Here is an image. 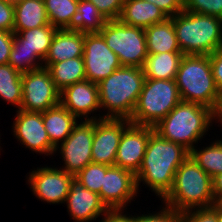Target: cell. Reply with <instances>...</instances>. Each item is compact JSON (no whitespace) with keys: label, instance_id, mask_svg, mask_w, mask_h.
<instances>
[{"label":"cell","instance_id":"6da1fadb","mask_svg":"<svg viewBox=\"0 0 222 222\" xmlns=\"http://www.w3.org/2000/svg\"><path fill=\"white\" fill-rule=\"evenodd\" d=\"M189 156L190 151L183 145L166 140L153 132L139 171L135 174L137 186L143 181L164 199L173 187L177 169Z\"/></svg>","mask_w":222,"mask_h":222},{"label":"cell","instance_id":"7a4b0ae2","mask_svg":"<svg viewBox=\"0 0 222 222\" xmlns=\"http://www.w3.org/2000/svg\"><path fill=\"white\" fill-rule=\"evenodd\" d=\"M145 76L142 68L121 66L98 83L100 108H108L102 118L130 120Z\"/></svg>","mask_w":222,"mask_h":222},{"label":"cell","instance_id":"3957f363","mask_svg":"<svg viewBox=\"0 0 222 222\" xmlns=\"http://www.w3.org/2000/svg\"><path fill=\"white\" fill-rule=\"evenodd\" d=\"M178 46L184 55H211L222 45V19L183 10L173 17Z\"/></svg>","mask_w":222,"mask_h":222},{"label":"cell","instance_id":"277c9868","mask_svg":"<svg viewBox=\"0 0 222 222\" xmlns=\"http://www.w3.org/2000/svg\"><path fill=\"white\" fill-rule=\"evenodd\" d=\"M163 200L178 212L210 207L216 201L212 177L189 156L177 169L173 187Z\"/></svg>","mask_w":222,"mask_h":222},{"label":"cell","instance_id":"5b68a950","mask_svg":"<svg viewBox=\"0 0 222 222\" xmlns=\"http://www.w3.org/2000/svg\"><path fill=\"white\" fill-rule=\"evenodd\" d=\"M212 109L191 102L181 101L153 128L160 137L183 145L191 151L204 136L212 122Z\"/></svg>","mask_w":222,"mask_h":222},{"label":"cell","instance_id":"8992f818","mask_svg":"<svg viewBox=\"0 0 222 222\" xmlns=\"http://www.w3.org/2000/svg\"><path fill=\"white\" fill-rule=\"evenodd\" d=\"M175 83L182 101L214 109L220 92L212 75L210 55H184Z\"/></svg>","mask_w":222,"mask_h":222},{"label":"cell","instance_id":"52a82bcc","mask_svg":"<svg viewBox=\"0 0 222 222\" xmlns=\"http://www.w3.org/2000/svg\"><path fill=\"white\" fill-rule=\"evenodd\" d=\"M181 101L175 79H145L129 121L135 125L154 127Z\"/></svg>","mask_w":222,"mask_h":222},{"label":"cell","instance_id":"ba28073f","mask_svg":"<svg viewBox=\"0 0 222 222\" xmlns=\"http://www.w3.org/2000/svg\"><path fill=\"white\" fill-rule=\"evenodd\" d=\"M99 33L122 66L143 67L148 56L143 28L123 24L119 19L108 20Z\"/></svg>","mask_w":222,"mask_h":222},{"label":"cell","instance_id":"9c48e42d","mask_svg":"<svg viewBox=\"0 0 222 222\" xmlns=\"http://www.w3.org/2000/svg\"><path fill=\"white\" fill-rule=\"evenodd\" d=\"M60 103V91L55 87L45 67L22 73L21 110L45 112Z\"/></svg>","mask_w":222,"mask_h":222},{"label":"cell","instance_id":"30bf717a","mask_svg":"<svg viewBox=\"0 0 222 222\" xmlns=\"http://www.w3.org/2000/svg\"><path fill=\"white\" fill-rule=\"evenodd\" d=\"M94 119L89 117L76 124L71 134L60 145L65 167L62 170L76 176L85 166L92 163V141L94 134Z\"/></svg>","mask_w":222,"mask_h":222},{"label":"cell","instance_id":"8fae6325","mask_svg":"<svg viewBox=\"0 0 222 222\" xmlns=\"http://www.w3.org/2000/svg\"><path fill=\"white\" fill-rule=\"evenodd\" d=\"M83 59L86 80L97 84L122 66L100 33H85Z\"/></svg>","mask_w":222,"mask_h":222},{"label":"cell","instance_id":"7c38bea8","mask_svg":"<svg viewBox=\"0 0 222 222\" xmlns=\"http://www.w3.org/2000/svg\"><path fill=\"white\" fill-rule=\"evenodd\" d=\"M126 124V125H125ZM131 124L127 119H94L92 162L115 165L118 145L124 130Z\"/></svg>","mask_w":222,"mask_h":222},{"label":"cell","instance_id":"4fadbf2b","mask_svg":"<svg viewBox=\"0 0 222 222\" xmlns=\"http://www.w3.org/2000/svg\"><path fill=\"white\" fill-rule=\"evenodd\" d=\"M138 188L133 172L116 165H107L101 186V201L109 210L123 209L135 197Z\"/></svg>","mask_w":222,"mask_h":222},{"label":"cell","instance_id":"5bb4252c","mask_svg":"<svg viewBox=\"0 0 222 222\" xmlns=\"http://www.w3.org/2000/svg\"><path fill=\"white\" fill-rule=\"evenodd\" d=\"M152 126L130 124L123 132L117 150L115 165L136 174L141 166Z\"/></svg>","mask_w":222,"mask_h":222},{"label":"cell","instance_id":"9a60e30c","mask_svg":"<svg viewBox=\"0 0 222 222\" xmlns=\"http://www.w3.org/2000/svg\"><path fill=\"white\" fill-rule=\"evenodd\" d=\"M28 181L39 199L54 204L65 202L74 176L62 169L44 167L32 171Z\"/></svg>","mask_w":222,"mask_h":222},{"label":"cell","instance_id":"2e32d148","mask_svg":"<svg viewBox=\"0 0 222 222\" xmlns=\"http://www.w3.org/2000/svg\"><path fill=\"white\" fill-rule=\"evenodd\" d=\"M13 125L15 136L34 152L52 154V146L42 121V112H28L19 109Z\"/></svg>","mask_w":222,"mask_h":222},{"label":"cell","instance_id":"e0dca14e","mask_svg":"<svg viewBox=\"0 0 222 222\" xmlns=\"http://www.w3.org/2000/svg\"><path fill=\"white\" fill-rule=\"evenodd\" d=\"M60 103L72 115L88 120L87 114L100 108L98 84L84 80L69 85L60 92Z\"/></svg>","mask_w":222,"mask_h":222},{"label":"cell","instance_id":"ac0fdd59","mask_svg":"<svg viewBox=\"0 0 222 222\" xmlns=\"http://www.w3.org/2000/svg\"><path fill=\"white\" fill-rule=\"evenodd\" d=\"M65 202L68 204L70 215L77 222L94 220L109 210L101 201L99 194L84 188L75 180L70 186Z\"/></svg>","mask_w":222,"mask_h":222},{"label":"cell","instance_id":"d6986e66","mask_svg":"<svg viewBox=\"0 0 222 222\" xmlns=\"http://www.w3.org/2000/svg\"><path fill=\"white\" fill-rule=\"evenodd\" d=\"M84 41L85 33L73 30L57 29L48 53L43 60V67L47 68L51 63L55 62L83 57Z\"/></svg>","mask_w":222,"mask_h":222},{"label":"cell","instance_id":"ffe728a7","mask_svg":"<svg viewBox=\"0 0 222 222\" xmlns=\"http://www.w3.org/2000/svg\"><path fill=\"white\" fill-rule=\"evenodd\" d=\"M168 17L155 4L144 0H124L119 20L126 25L147 28Z\"/></svg>","mask_w":222,"mask_h":222},{"label":"cell","instance_id":"44dd1931","mask_svg":"<svg viewBox=\"0 0 222 222\" xmlns=\"http://www.w3.org/2000/svg\"><path fill=\"white\" fill-rule=\"evenodd\" d=\"M77 117L72 115L61 103L42 112V121L47 131L52 146L59 148V141L62 143L71 134L77 124Z\"/></svg>","mask_w":222,"mask_h":222},{"label":"cell","instance_id":"7402d4cb","mask_svg":"<svg viewBox=\"0 0 222 222\" xmlns=\"http://www.w3.org/2000/svg\"><path fill=\"white\" fill-rule=\"evenodd\" d=\"M49 24L44 0H19L14 3L13 33Z\"/></svg>","mask_w":222,"mask_h":222},{"label":"cell","instance_id":"603a6c76","mask_svg":"<svg viewBox=\"0 0 222 222\" xmlns=\"http://www.w3.org/2000/svg\"><path fill=\"white\" fill-rule=\"evenodd\" d=\"M144 31L148 54L181 52L173 26V17L151 25L145 28Z\"/></svg>","mask_w":222,"mask_h":222},{"label":"cell","instance_id":"cb8c5ba5","mask_svg":"<svg viewBox=\"0 0 222 222\" xmlns=\"http://www.w3.org/2000/svg\"><path fill=\"white\" fill-rule=\"evenodd\" d=\"M183 56L182 52L148 54L142 67L145 79H175Z\"/></svg>","mask_w":222,"mask_h":222},{"label":"cell","instance_id":"d4e9b609","mask_svg":"<svg viewBox=\"0 0 222 222\" xmlns=\"http://www.w3.org/2000/svg\"><path fill=\"white\" fill-rule=\"evenodd\" d=\"M57 28L51 24L14 33L12 46L28 48L44 60Z\"/></svg>","mask_w":222,"mask_h":222},{"label":"cell","instance_id":"484cf974","mask_svg":"<svg viewBox=\"0 0 222 222\" xmlns=\"http://www.w3.org/2000/svg\"><path fill=\"white\" fill-rule=\"evenodd\" d=\"M107 21L91 1L79 0L76 13L65 30L99 33Z\"/></svg>","mask_w":222,"mask_h":222},{"label":"cell","instance_id":"4316f807","mask_svg":"<svg viewBox=\"0 0 222 222\" xmlns=\"http://www.w3.org/2000/svg\"><path fill=\"white\" fill-rule=\"evenodd\" d=\"M47 69L51 74L55 87L60 92L69 85L86 80L83 57L51 63Z\"/></svg>","mask_w":222,"mask_h":222},{"label":"cell","instance_id":"83f0119b","mask_svg":"<svg viewBox=\"0 0 222 222\" xmlns=\"http://www.w3.org/2000/svg\"><path fill=\"white\" fill-rule=\"evenodd\" d=\"M0 97L7 102L17 105L22 103V73L10 64H0Z\"/></svg>","mask_w":222,"mask_h":222},{"label":"cell","instance_id":"f1b7e54d","mask_svg":"<svg viewBox=\"0 0 222 222\" xmlns=\"http://www.w3.org/2000/svg\"><path fill=\"white\" fill-rule=\"evenodd\" d=\"M190 156L212 178L222 172V141H216L200 151L194 147Z\"/></svg>","mask_w":222,"mask_h":222},{"label":"cell","instance_id":"f546056e","mask_svg":"<svg viewBox=\"0 0 222 222\" xmlns=\"http://www.w3.org/2000/svg\"><path fill=\"white\" fill-rule=\"evenodd\" d=\"M79 0H44L50 24L57 29H65L76 13Z\"/></svg>","mask_w":222,"mask_h":222},{"label":"cell","instance_id":"4dcf8cb0","mask_svg":"<svg viewBox=\"0 0 222 222\" xmlns=\"http://www.w3.org/2000/svg\"><path fill=\"white\" fill-rule=\"evenodd\" d=\"M106 171L107 165L92 162L74 176V180L91 192L99 194L101 198V186Z\"/></svg>","mask_w":222,"mask_h":222},{"label":"cell","instance_id":"1f68e13d","mask_svg":"<svg viewBox=\"0 0 222 222\" xmlns=\"http://www.w3.org/2000/svg\"><path fill=\"white\" fill-rule=\"evenodd\" d=\"M36 59L43 62L36 52H32L25 47L12 46L8 64L20 73H26L42 68L43 65L41 63L38 64Z\"/></svg>","mask_w":222,"mask_h":222},{"label":"cell","instance_id":"d6a6232c","mask_svg":"<svg viewBox=\"0 0 222 222\" xmlns=\"http://www.w3.org/2000/svg\"><path fill=\"white\" fill-rule=\"evenodd\" d=\"M184 10L222 19V0H184Z\"/></svg>","mask_w":222,"mask_h":222},{"label":"cell","instance_id":"836d02e7","mask_svg":"<svg viewBox=\"0 0 222 222\" xmlns=\"http://www.w3.org/2000/svg\"><path fill=\"white\" fill-rule=\"evenodd\" d=\"M157 214L132 216V222H182V212L171 208L168 205Z\"/></svg>","mask_w":222,"mask_h":222},{"label":"cell","instance_id":"e575fe53","mask_svg":"<svg viewBox=\"0 0 222 222\" xmlns=\"http://www.w3.org/2000/svg\"><path fill=\"white\" fill-rule=\"evenodd\" d=\"M102 13L107 20H118L122 9L124 0H89Z\"/></svg>","mask_w":222,"mask_h":222},{"label":"cell","instance_id":"d590c367","mask_svg":"<svg viewBox=\"0 0 222 222\" xmlns=\"http://www.w3.org/2000/svg\"><path fill=\"white\" fill-rule=\"evenodd\" d=\"M182 222H218L217 213L211 207L182 212Z\"/></svg>","mask_w":222,"mask_h":222},{"label":"cell","instance_id":"8d00e7d4","mask_svg":"<svg viewBox=\"0 0 222 222\" xmlns=\"http://www.w3.org/2000/svg\"><path fill=\"white\" fill-rule=\"evenodd\" d=\"M14 27V3L8 0H0V31L13 32Z\"/></svg>","mask_w":222,"mask_h":222},{"label":"cell","instance_id":"74e56055","mask_svg":"<svg viewBox=\"0 0 222 222\" xmlns=\"http://www.w3.org/2000/svg\"><path fill=\"white\" fill-rule=\"evenodd\" d=\"M159 7L168 18L174 17L184 10V0H144Z\"/></svg>","mask_w":222,"mask_h":222},{"label":"cell","instance_id":"f35d334b","mask_svg":"<svg viewBox=\"0 0 222 222\" xmlns=\"http://www.w3.org/2000/svg\"><path fill=\"white\" fill-rule=\"evenodd\" d=\"M212 75L218 91L222 92V45L210 55Z\"/></svg>","mask_w":222,"mask_h":222},{"label":"cell","instance_id":"ab89813d","mask_svg":"<svg viewBox=\"0 0 222 222\" xmlns=\"http://www.w3.org/2000/svg\"><path fill=\"white\" fill-rule=\"evenodd\" d=\"M13 32L0 31V64H8L13 44Z\"/></svg>","mask_w":222,"mask_h":222},{"label":"cell","instance_id":"60d3db41","mask_svg":"<svg viewBox=\"0 0 222 222\" xmlns=\"http://www.w3.org/2000/svg\"><path fill=\"white\" fill-rule=\"evenodd\" d=\"M121 209L108 210L105 214L103 221L101 222H132V217L122 215Z\"/></svg>","mask_w":222,"mask_h":222},{"label":"cell","instance_id":"b9f144b4","mask_svg":"<svg viewBox=\"0 0 222 222\" xmlns=\"http://www.w3.org/2000/svg\"><path fill=\"white\" fill-rule=\"evenodd\" d=\"M212 182L216 201H222V172L214 176Z\"/></svg>","mask_w":222,"mask_h":222},{"label":"cell","instance_id":"7bdbcfd3","mask_svg":"<svg viewBox=\"0 0 222 222\" xmlns=\"http://www.w3.org/2000/svg\"><path fill=\"white\" fill-rule=\"evenodd\" d=\"M212 117L213 119L216 117L217 119L221 120L222 123V92L216 102L214 109L212 110Z\"/></svg>","mask_w":222,"mask_h":222},{"label":"cell","instance_id":"ee69618b","mask_svg":"<svg viewBox=\"0 0 222 222\" xmlns=\"http://www.w3.org/2000/svg\"><path fill=\"white\" fill-rule=\"evenodd\" d=\"M210 207L217 213L218 222H222V201H215Z\"/></svg>","mask_w":222,"mask_h":222},{"label":"cell","instance_id":"f6af8a7d","mask_svg":"<svg viewBox=\"0 0 222 222\" xmlns=\"http://www.w3.org/2000/svg\"><path fill=\"white\" fill-rule=\"evenodd\" d=\"M8 1L15 3V2H17L19 0H8Z\"/></svg>","mask_w":222,"mask_h":222}]
</instances>
